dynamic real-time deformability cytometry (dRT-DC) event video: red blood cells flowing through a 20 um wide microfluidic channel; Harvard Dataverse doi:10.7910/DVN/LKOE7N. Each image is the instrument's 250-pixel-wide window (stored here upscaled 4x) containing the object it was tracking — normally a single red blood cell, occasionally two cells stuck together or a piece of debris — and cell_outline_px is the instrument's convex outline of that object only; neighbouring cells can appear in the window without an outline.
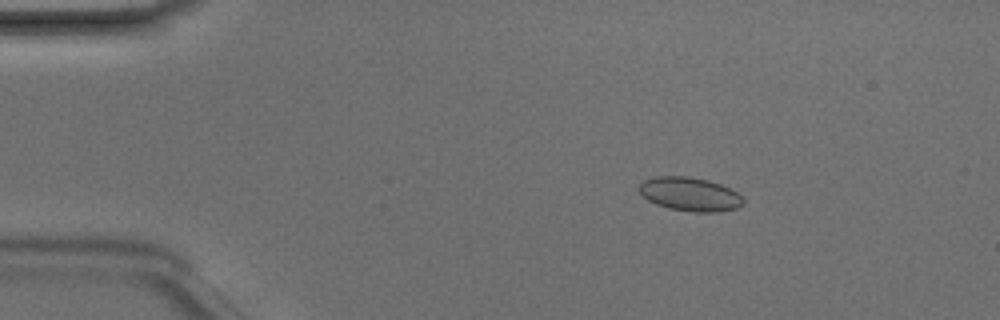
{"species": "Egyptian fruit bat (a non-hibernating species)", "species_latin": "Rousettus aegyptiacus", "temperature_condition": "room temperature", "stored_images_in_passage": 48, "camera_frame_rate_fps": 3000, "um_per_image_px": 0.085, "animal": {"sex": "male"}, "frame": {"image": 1, "passage_image": 8, "time_ms": 2.333, "image_size_px": [1000, 320], "cell_outline_px": [[744, 204], [736, 208], [716, 212], [692, 212], [668, 208], [656, 204], [648, 200], [640, 192], [640, 184], [644, 180], [656, 176], [688, 176], [708, 180], [720, 184], [736, 192], [744, 200]], "centroid_in_image_um": [58.64, 16.5], "position_along_channel_um": 26.4, "area_um2": 20.35}}
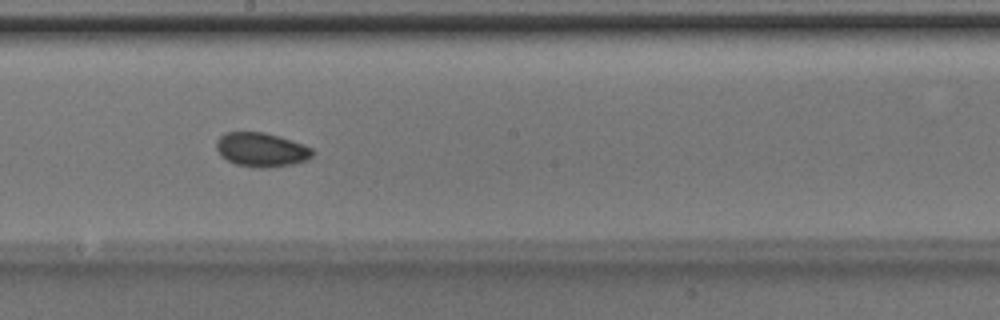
{"frame": {"image": 2, "passage_image": 27, "time_ms": 8.667, "image_size_px": [1000, 320], "cell_outline_px": [[312, 156], [304, 160], [292, 164], [268, 168], [256, 168], [236, 164], [220, 156], [216, 148], [216, 140], [224, 132], [264, 132], [280, 136], [304, 144], [312, 148]], "centroid_in_image_um": [22.18, 12.72], "position_along_channel_um": 226.0, "area_um2": 19.19}}
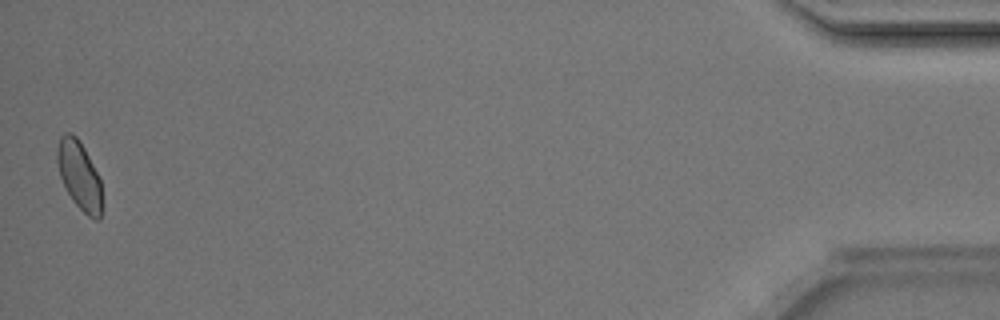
{"frame": {"image": 3, "passage_image": 48, "time_ms": 15.667, "image_size_px": [1000, 320], "cell_outline_px": [[100, 220], [96, 220], [88, 216], [72, 200], [60, 176], [56, 160], [56, 152], [60, 136], [64, 132], [72, 132], [80, 140], [100, 180]], "centroid_in_image_um": [6.7, 14.85], "position_along_channel_um": 428.5, "area_um2": 17.51}, "authors_computed_cell_mechanics": {"area_um2": 18.9006, "velocity_mm_per_s": 4.1978, "shape_relaxation_time_tau1_ms": 6.4306, "shape_relaxation_time_tau2_ms": 2.2664, "deformation_change_tau1": 0.0718, "deformation_change_tau2": 0.0398}}